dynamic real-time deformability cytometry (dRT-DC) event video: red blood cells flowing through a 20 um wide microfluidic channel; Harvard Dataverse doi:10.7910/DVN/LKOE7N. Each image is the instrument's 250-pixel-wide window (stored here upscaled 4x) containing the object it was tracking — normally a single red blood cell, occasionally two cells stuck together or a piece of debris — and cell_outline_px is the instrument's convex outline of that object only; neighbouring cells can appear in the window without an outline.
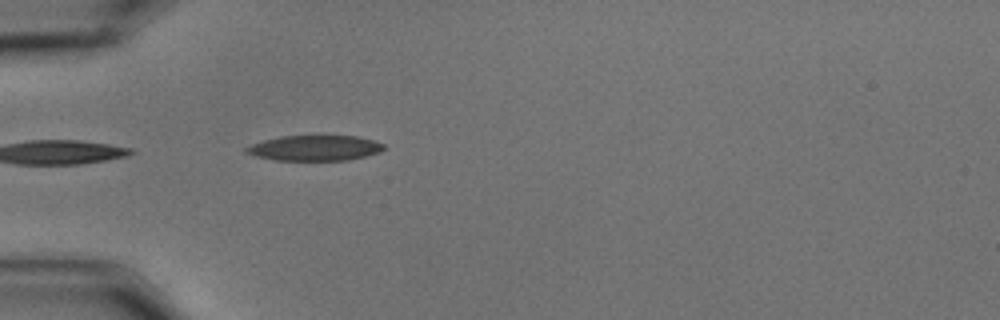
{"species": "common noctule bat (a hibernating species)", "species_latin": "Nyctalus noctula", "temperature_condition": "cold", "stored_images_in_passage": 6, "camera_frame_rate_fps": 3000, "um_per_image_px": 0.085, "animal": {"sex": "male", "body_mass_g": 15.6}, "frame": {"image": 1, "passage_image": 1, "time_ms": 0.0, "image_size_px": [1000, 320], "cell_outline_px": [[384, 148], [380, 152], [348, 160], [276, 160], [256, 156], [244, 152], [244, 148], [252, 144], [264, 140], [280, 136], [356, 136], [372, 140], [384, 144]], "centroid_in_image_um": [26.73, 12.58], "position_along_channel_um": 58.3, "area_um2": 20.17}}